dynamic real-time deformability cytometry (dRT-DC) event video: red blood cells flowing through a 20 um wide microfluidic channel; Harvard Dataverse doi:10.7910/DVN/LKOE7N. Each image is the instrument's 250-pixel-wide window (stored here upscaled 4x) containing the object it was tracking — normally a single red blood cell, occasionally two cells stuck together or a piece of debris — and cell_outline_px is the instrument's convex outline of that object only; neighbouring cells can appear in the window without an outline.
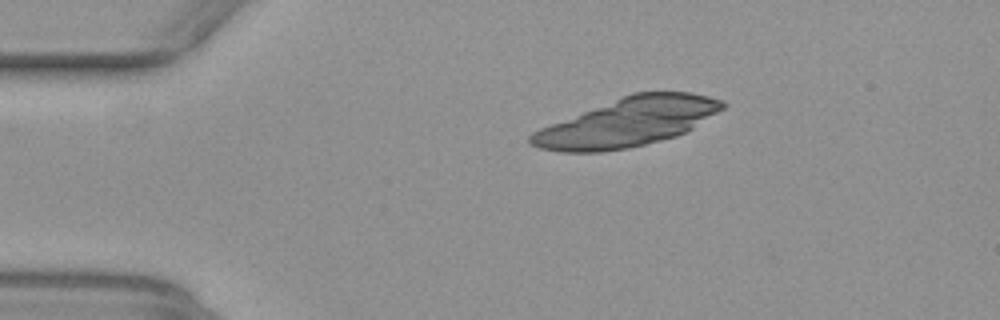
{"species": "common noctule bat (a hibernating species)", "species_latin": "Nyctalus noctula", "temperature_condition": "warm", "stored_images_in_passage": 10, "camera_frame_rate_fps": 3000, "um_per_image_px": 0.085, "animal": {"sex": "female", "body_mass_g": 29.2, "forearm_length_mm": 56.3}, "frame": {"image": 1, "passage_image": 7, "time_ms": 2.0, "image_size_px": [1000, 320], "cell_outline_px": [[708, 112], [676, 132], [664, 136], [648, 140], [640, 140], [660, 116], [680, 96], [696, 96], [708, 100]], "centroid_in_image_um": [57.62, 9.91], "position_along_channel_um": 27.4, "area_um2": 10.46}}